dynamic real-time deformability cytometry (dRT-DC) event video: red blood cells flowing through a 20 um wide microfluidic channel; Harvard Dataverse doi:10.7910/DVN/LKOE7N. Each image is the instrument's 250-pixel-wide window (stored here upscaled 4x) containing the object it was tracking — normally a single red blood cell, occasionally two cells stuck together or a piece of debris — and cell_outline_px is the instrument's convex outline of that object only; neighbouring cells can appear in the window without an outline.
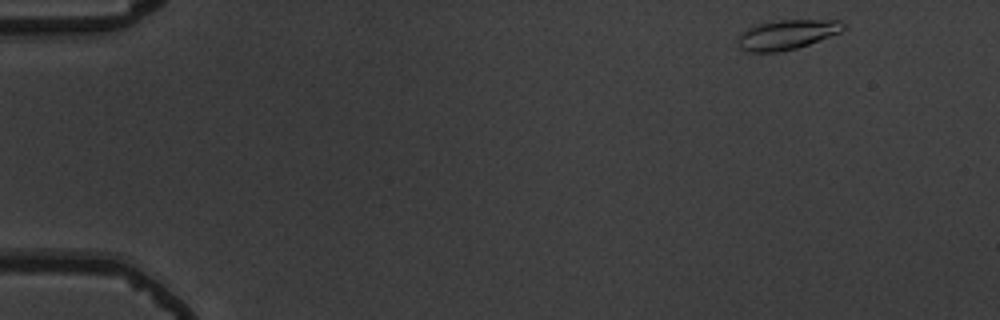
{"species": "common noctule bat (a hibernating species)", "species_latin": "Nyctalus noctula", "temperature_condition": "warm", "stored_images_in_passage": 50, "camera_frame_rate_fps": 3000, "um_per_image_px": 0.085, "animal": {"sex": "male", "body_mass_g": 19.5, "forearm_length_mm": 54.6}, "frame": {"image": 1, "passage_image": 1, "time_ms": 0.0, "image_size_px": [1000, 320], "cell_outline_px": [[844, 28], [840, 32], [808, 44], [796, 48], [776, 52], [744, 52], [740, 48], [736, 36], [740, 32], [748, 28], [760, 24], [780, 20], [840, 20], [844, 24]], "centroid_in_image_um": [66.83, 2.95], "position_along_channel_um": 18.2, "area_um2": 18.09}}
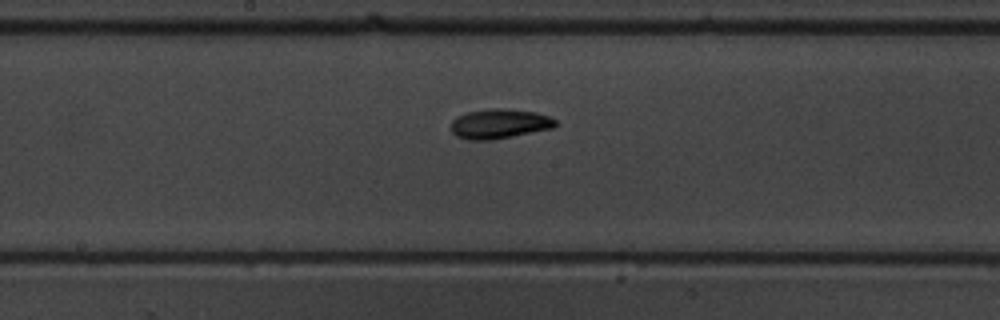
{"frame": {"image": 2, "passage_image": 25, "time_ms": 8.0, "image_size_px": [1000, 320], "cell_outline_px": [[556, 124], [552, 128], [492, 140], [468, 140], [456, 136], [452, 132], [452, 120], [456, 116], [468, 112], [492, 108], [508, 108], [536, 112], [548, 116], [556, 120]], "centroid_in_image_um": [42.43, 10.51], "position_along_channel_um": 205.8, "area_um2": 18.03}}
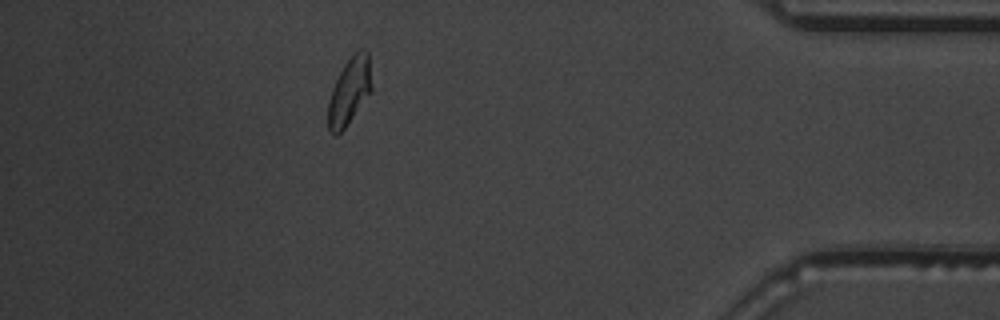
{"frame": {"image": 3, "passage_image": 44, "time_ms": 14.333, "image_size_px": [1000, 320], "cell_outline_px": [[372, 92], [344, 128], [336, 136], [332, 136], [328, 128], [328, 100], [332, 88], [344, 64], [360, 48], [364, 48], [368, 52], [372, 88]], "centroid_in_image_um": [29.7, 7.77], "position_along_channel_um": 405.5, "area_um2": 16.99}, "authors_computed_cell_mechanics": {"area_um2": 16.9932, "velocity_mm_per_s": 3.8008, "shape_relaxation_time_tau1_ms": 4.1517, "shape_relaxation_time_tau2_ms": 4.4424, "deformation_change_tau1": 0.1549, "deformation_change_tau2": 0.0888}}